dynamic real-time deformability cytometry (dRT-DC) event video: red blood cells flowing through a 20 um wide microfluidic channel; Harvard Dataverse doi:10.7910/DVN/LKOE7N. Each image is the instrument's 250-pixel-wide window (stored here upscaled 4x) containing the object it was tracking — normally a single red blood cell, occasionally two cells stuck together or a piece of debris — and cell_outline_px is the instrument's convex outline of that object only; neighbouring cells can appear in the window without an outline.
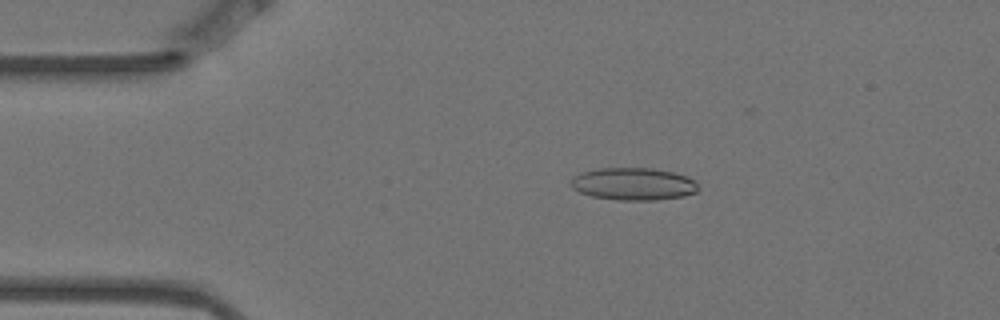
{"species": "Egyptian fruit bat (a non-hibernating species)", "species_latin": "Rousettus aegyptiacus", "temperature_condition": "warm", "stored_images_in_passage": 6, "camera_frame_rate_fps": 3000, "um_per_image_px": 0.085, "animal": {"sex": "female"}, "frame": {"image": 1, "passage_image": 3, "time_ms": 0.667, "image_size_px": [1000, 320], "cell_outline_px": [[700, 188], [696, 192], [684, 196], [656, 200], [616, 200], [592, 196], [580, 192], [572, 188], [572, 180], [580, 172], [600, 168], [652, 168], [672, 172], [688, 176], [696, 180]], "centroid_in_image_um": [53.89, 15.64], "position_along_channel_um": 31.1, "area_um2": 24.16}}
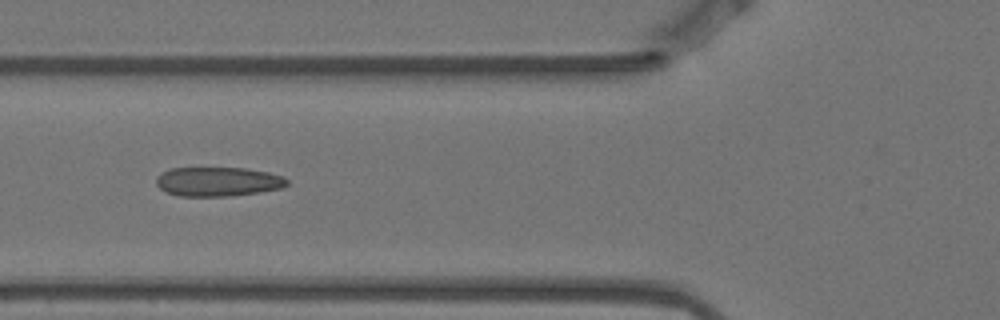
{"frame": {"image": 2, "passage_image": 6, "time_ms": 1.667, "image_size_px": [1000, 320], "cell_outline_px": [[288, 184], [280, 188], [260, 192], [228, 196], [180, 196], [168, 192], [160, 188], [156, 184], [156, 176], [172, 168], [244, 168], [268, 172], [284, 176], [288, 180]], "centroid_in_image_um": [18.54, 15.43], "position_along_channel_um": 107.3, "area_um2": 22.2}}